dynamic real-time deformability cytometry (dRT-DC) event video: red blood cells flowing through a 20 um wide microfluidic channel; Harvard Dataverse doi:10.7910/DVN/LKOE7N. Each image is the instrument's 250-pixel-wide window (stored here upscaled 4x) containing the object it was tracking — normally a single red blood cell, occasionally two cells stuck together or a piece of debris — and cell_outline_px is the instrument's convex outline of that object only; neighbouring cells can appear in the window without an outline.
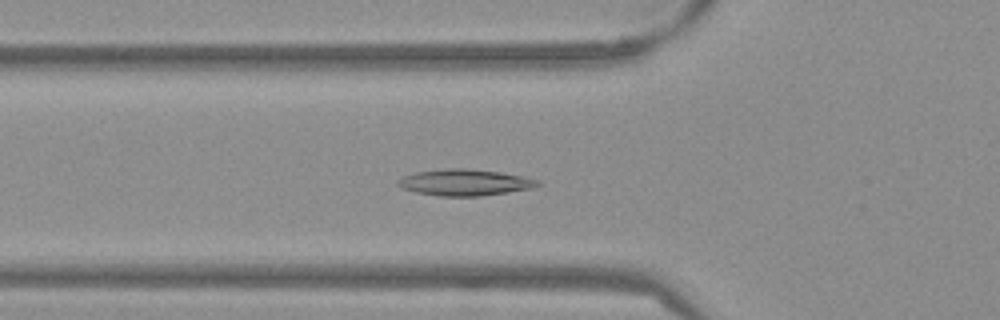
{"species": "Egyptian fruit bat (a non-hibernating species)", "species_latin": "Rousettus aegyptiacus", "temperature_condition": "warm", "stored_images_in_passage": 39, "camera_frame_rate_fps": 3000, "um_per_image_px": 0.085, "frame": {"image": 1, "passage_image": 5, "time_ms": 1.333, "image_size_px": [1000, 320], "cell_outline_px": [[544, 184], [532, 188], [508, 192], [480, 196], [440, 196], [416, 192], [400, 188], [396, 184], [396, 180], [404, 176], [416, 172], [448, 168], [468, 168], [500, 172], [524, 176], [540, 180]], "centroid_in_image_um": [39.53, 15.5], "position_along_channel_um": 86.3, "area_um2": 21.68}}
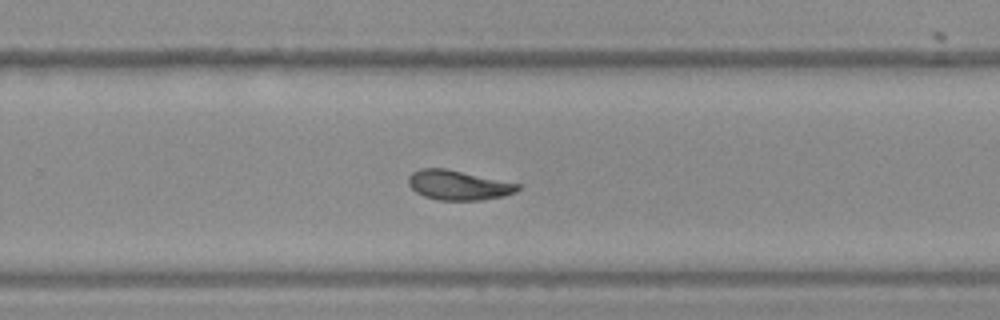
{"frame": {"image": 2, "passage_image": 21, "time_ms": 6.667, "image_size_px": [1000, 320], "cell_outline_px": [[520, 188], [516, 192], [504, 196], [480, 200], [440, 200], [424, 196], [416, 192], [408, 184], [408, 176], [412, 172], [420, 168], [444, 168], [520, 184]], "centroid_in_image_um": [38.94, 15.74], "position_along_channel_um": 290.9, "area_um2": 18.79}}
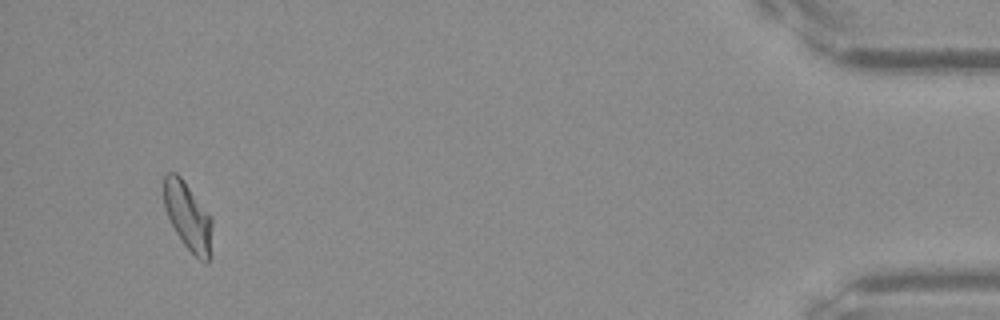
{"frame": {"image": 3, "passage_image": 37, "time_ms": 12.0, "image_size_px": [1000, 320], "cell_outline_px": [[212, 256], [204, 264], [184, 244], [176, 232], [164, 208], [164, 176], [168, 172], [176, 172], [180, 176], [212, 216]], "centroid_in_image_um": [16.01, 18.41], "position_along_channel_um": 419.2, "area_um2": 19.25}, "authors_computed_cell_mechanics": {"area_um2": 19.1318, "velocity_mm_per_s": 3.8252, "shape_relaxation_time_tau1_ms": 7.0074, "shape_relaxation_time_tau2_ms": 2.2929, "deformation_change_tau1": 0.1695, "deformation_change_tau2": 0.0758}}